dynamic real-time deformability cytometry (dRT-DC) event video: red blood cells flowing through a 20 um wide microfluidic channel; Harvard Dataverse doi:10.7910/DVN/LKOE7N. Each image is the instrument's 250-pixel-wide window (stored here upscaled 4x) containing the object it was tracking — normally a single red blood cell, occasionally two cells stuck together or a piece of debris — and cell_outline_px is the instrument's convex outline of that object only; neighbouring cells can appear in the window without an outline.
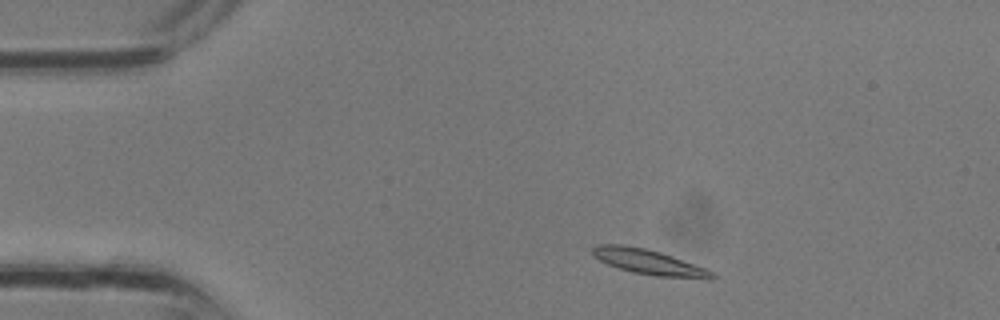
{"species": "common noctule bat (a hibernating species)", "species_latin": "Nyctalus noctula", "temperature_condition": "room temperature", "stored_images_in_passage": 29, "camera_frame_rate_fps": 3000, "um_per_image_px": 0.085, "animal": {"sex": "male", "body_mass_g": 13.3}, "frame": {"image": 1, "passage_image": 2, "time_ms": 0.333, "image_size_px": [1000, 320], "cell_outline_px": [[716, 276], [712, 280], [708, 280], [656, 276], [632, 272], [608, 264], [600, 260], [592, 252], [592, 248], [596, 244], [620, 244], [644, 248], [660, 252], [672, 256], [704, 268], [712, 272]], "centroid_in_image_um": [55.19, 22.29], "position_along_channel_um": 29.8, "area_um2": 17.4}}
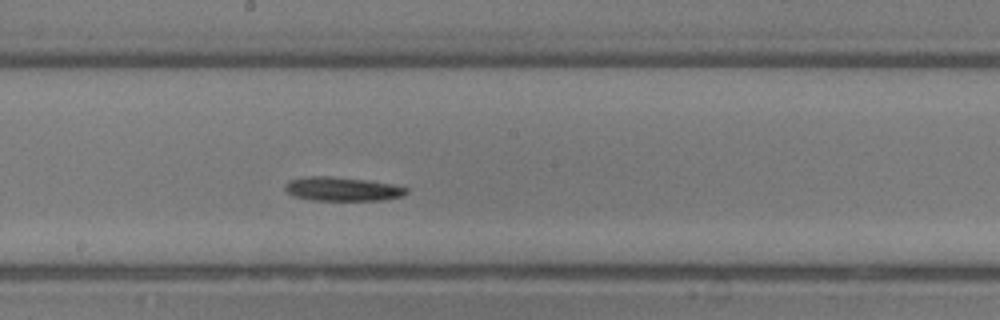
{"frame": {"image": 2, "passage_image": 14, "time_ms": 4.333, "image_size_px": [1000, 320], "cell_outline_px": [[408, 192], [404, 196], [384, 200], [312, 200], [292, 196], [284, 188], [284, 184], [288, 180], [304, 176], [332, 176], [368, 180], [408, 188]], "centroid_in_image_um": [29.05, 16.06], "position_along_channel_um": 219.1, "area_um2": 17.05}}
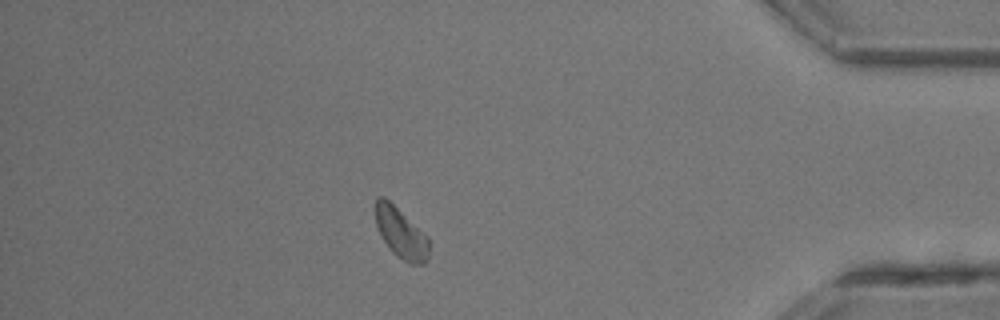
{"frame": {"image": 3, "passage_image": 25, "time_ms": 8.0, "image_size_px": [1000, 320], "cell_outline_px": [[428, 260], [424, 264], [412, 264], [396, 256], [392, 252], [384, 240], [376, 224], [376, 196], [384, 196], [428, 236]], "centroid_in_image_um": [34.09, 19.82], "position_along_channel_um": 401.1, "area_um2": 15.49}}